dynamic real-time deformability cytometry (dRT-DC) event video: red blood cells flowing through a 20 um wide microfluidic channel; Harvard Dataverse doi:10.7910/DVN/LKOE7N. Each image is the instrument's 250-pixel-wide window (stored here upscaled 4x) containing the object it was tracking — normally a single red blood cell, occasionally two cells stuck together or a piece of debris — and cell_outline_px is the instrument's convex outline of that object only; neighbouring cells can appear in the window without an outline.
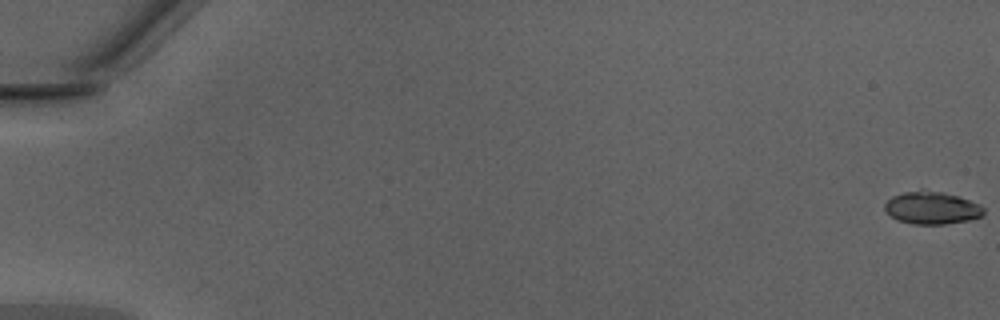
{"species": "Egyptian fruit bat (a non-hibernating species)", "species_latin": "Rousettus aegyptiacus", "temperature_condition": "warm", "stored_images_in_passage": 50, "camera_frame_rate_fps": 3000, "um_per_image_px": 0.085, "animal": {"sex": "male"}, "frame": {"image": 1, "passage_image": 1, "time_ms": 0.0, "image_size_px": [1000, 320], "cell_outline_px": [[984, 212], [980, 216], [968, 220], [944, 224], [912, 224], [900, 220], [892, 216], [884, 208], [884, 204], [892, 196], [904, 192], [940, 192], [960, 196], [980, 204], [984, 208]], "centroid_in_image_um": [79.23, 17.68], "position_along_channel_um": 5.8, "area_um2": 18.26}}
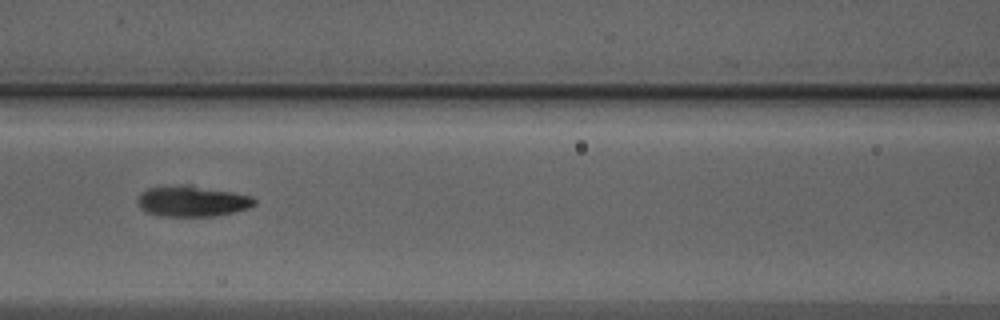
{"frame": {"image": 2, "passage_image": 24, "time_ms": 7.667, "image_size_px": [1000, 320], "cell_outline_px": [[256, 204], [248, 208], [216, 216], [160, 216], [144, 212], [140, 208], [136, 200], [140, 192], [148, 188], [188, 184], [192, 184], [252, 196], [256, 200]], "centroid_in_image_um": [16.3, 17.09], "position_along_channel_um": 150.3, "area_um2": 21.21}}
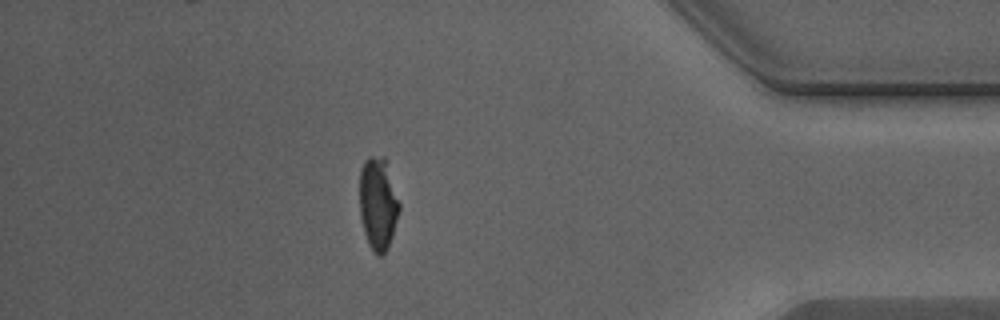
{"frame": {"image": 3, "passage_image": 44, "time_ms": 14.333, "image_size_px": [1000, 320], "cell_outline_px": [[400, 208], [392, 236], [384, 256], [376, 256], [372, 252], [368, 244], [364, 232], [360, 216], [360, 168], [364, 160], [368, 156], [384, 156], [400, 204]], "centroid_in_image_um": [32.12, 17.33], "position_along_channel_um": 403.1, "area_um2": 21.56}, "authors_computed_cell_mechanics": {"area_um2": 20.8369, "velocity_mm_per_s": 4.329, "shape_relaxation_time_tau1_ms": null, "shape_relaxation_time_tau2_ms": 0.9693, "deformation_change_tau1": null, "deformation_change_tau2": 0.0573}}